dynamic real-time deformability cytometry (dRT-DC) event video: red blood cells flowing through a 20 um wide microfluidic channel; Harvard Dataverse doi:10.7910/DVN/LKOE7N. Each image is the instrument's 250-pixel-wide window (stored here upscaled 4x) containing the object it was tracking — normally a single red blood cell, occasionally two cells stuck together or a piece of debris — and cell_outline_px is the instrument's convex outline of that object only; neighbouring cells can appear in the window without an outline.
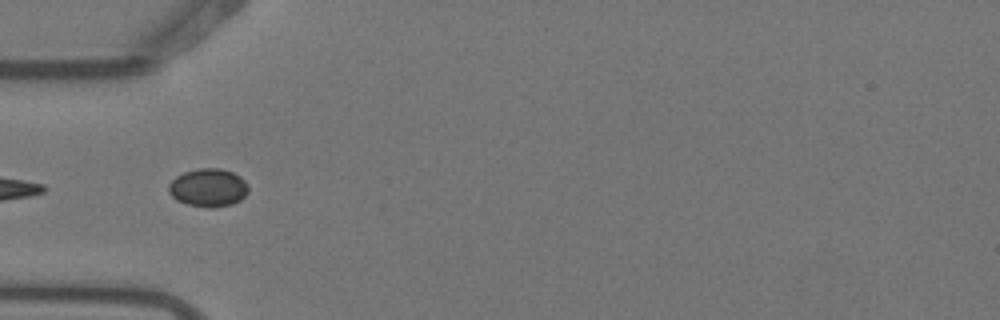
{"species": "Egyptian fruit bat (a non-hibernating species)", "species_latin": "Rousettus aegyptiacus", "temperature_condition": "warm", "stored_images_in_passage": 8, "segment_of_instrument_passage": [2, 2], "camera_frame_rate_fps": 3000, "um_per_image_px": 0.085, "animal": {"sex": "female"}, "frame": {"image": 1, "passage_image": 5, "time_ms": 1.333, "image_size_px": [1000, 320], "cell_outline_px": [[248, 192], [240, 200], [232, 204], [212, 208], [208, 208], [188, 204], [176, 200], [168, 192], [168, 184], [176, 176], [184, 172], [200, 168], [220, 168], [232, 172], [240, 176], [244, 180], [248, 188]], "centroid_in_image_um": [17.69, 15.95], "position_along_channel_um": 67.3, "area_um2": 17.74}}
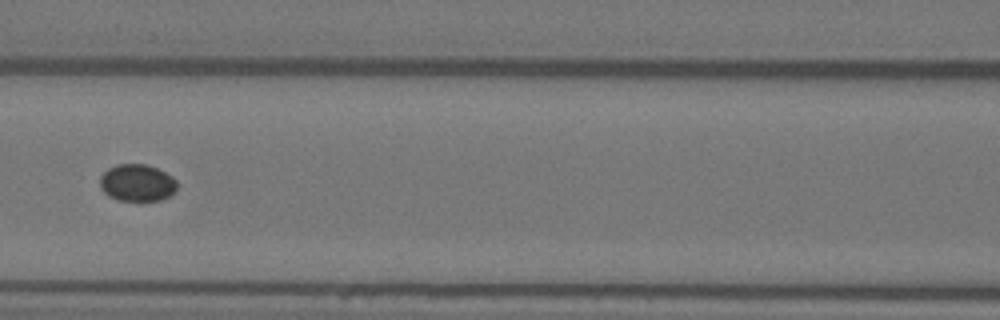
{"frame": {"image": 2, "passage_image": 7, "time_ms": 2.0, "image_size_px": [1000, 320], "cell_outline_px": [[176, 192], [160, 200], [140, 204], [116, 200], [108, 196], [100, 188], [100, 176], [108, 168], [116, 164], [148, 164], [172, 176], [176, 180]], "centroid_in_image_um": [11.64, 15.59], "position_along_channel_um": 155.0, "area_um2": 17.34}}
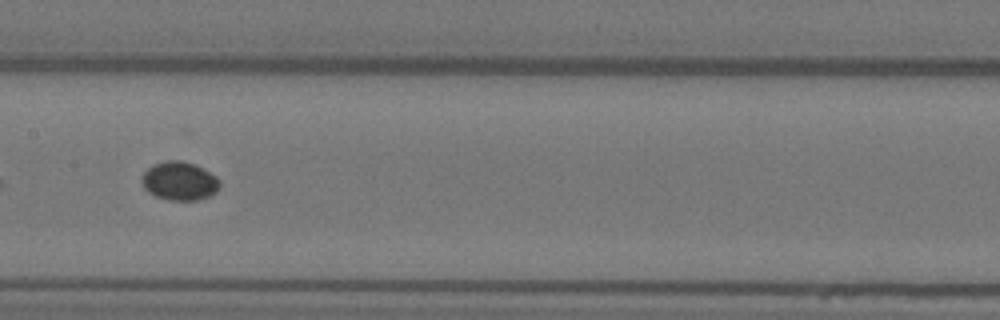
{"frame": {"image": 3, "passage_image": 8, "time_ms": 2.333, "image_size_px": [1000, 320], "cell_outline_px": [[220, 184], [216, 192], [200, 200], [168, 200], [156, 196], [148, 192], [144, 188], [140, 180], [144, 172], [152, 164], [164, 160], [180, 160], [196, 164], [216, 176], [220, 180]], "centroid_in_image_um": [15.24, 15.37], "position_along_channel_um": 192.2, "area_um2": 17.74}}